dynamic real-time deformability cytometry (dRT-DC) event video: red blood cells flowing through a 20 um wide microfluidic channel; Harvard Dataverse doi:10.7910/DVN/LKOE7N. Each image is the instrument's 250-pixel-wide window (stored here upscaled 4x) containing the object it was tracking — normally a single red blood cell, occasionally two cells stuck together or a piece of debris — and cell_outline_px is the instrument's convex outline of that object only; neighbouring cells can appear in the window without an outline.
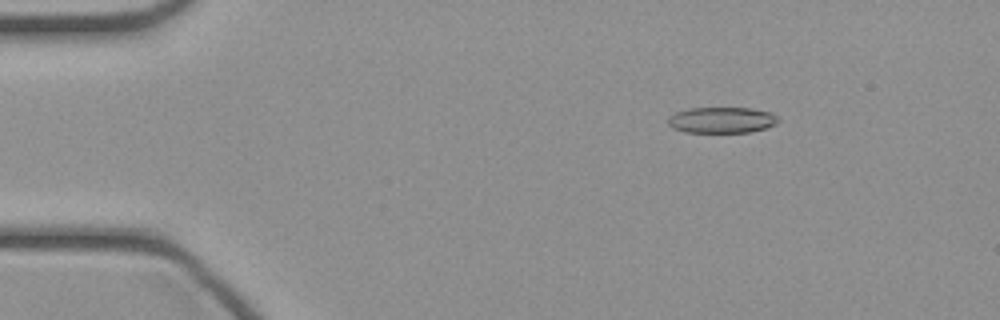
{"species": "common noctule bat (a hibernating species)", "species_latin": "Nyctalus noctula", "temperature_condition": "cold", "stored_images_in_passage": 46, "camera_frame_rate_fps": 3000, "um_per_image_px": 0.085, "animal": {"sex": "female", "body_mass_g": 21.9}, "frame": {"image": 1, "passage_image": 7, "time_ms": 2.0, "image_size_px": [1000, 320], "cell_outline_px": [[780, 120], [776, 124], [752, 132], [684, 132], [672, 128], [668, 124], [668, 116], [676, 112], [688, 108], [752, 108], [768, 112], [776, 116]], "centroid_in_image_um": [61.32, 10.2], "position_along_channel_um": 23.7, "area_um2": 16.7}}
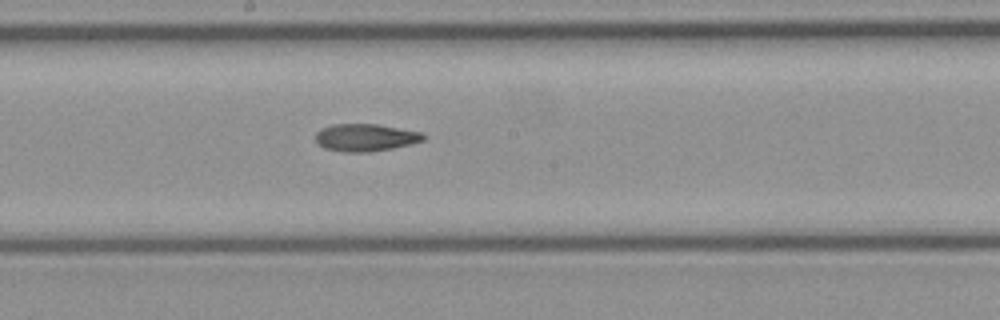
{"frame": {"image": 2, "passage_image": 25, "time_ms": 8.0, "image_size_px": [1000, 320], "cell_outline_px": [[424, 140], [412, 144], [392, 148], [368, 152], [344, 152], [324, 148], [316, 144], [316, 132], [320, 128], [332, 124], [376, 124], [424, 132]], "centroid_in_image_um": [31.05, 11.69], "position_along_channel_um": 217.2, "area_um2": 17.4}}
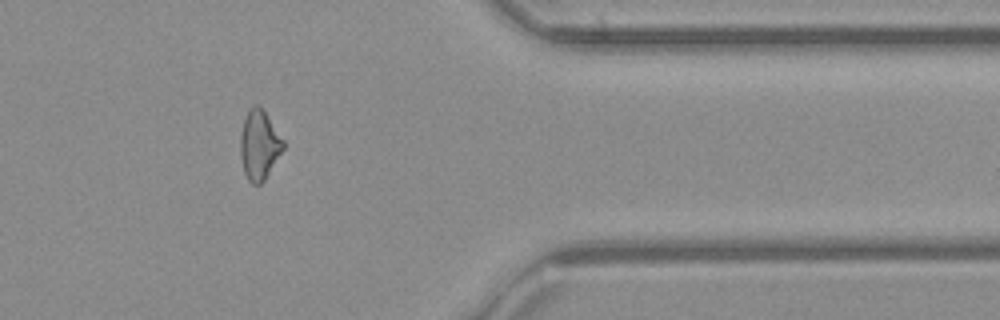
{"frame": {"image": 3, "passage_image": 38, "time_ms": 12.333, "image_size_px": [1000, 320], "cell_outline_px": [[284, 148], [264, 180], [260, 184], [252, 184], [248, 180], [244, 172], [240, 156], [240, 136], [244, 120], [248, 112], [256, 104], [264, 112], [284, 140]], "centroid_in_image_um": [22.03, 12.37], "position_along_channel_um": 389.4, "area_um2": 16.94}}